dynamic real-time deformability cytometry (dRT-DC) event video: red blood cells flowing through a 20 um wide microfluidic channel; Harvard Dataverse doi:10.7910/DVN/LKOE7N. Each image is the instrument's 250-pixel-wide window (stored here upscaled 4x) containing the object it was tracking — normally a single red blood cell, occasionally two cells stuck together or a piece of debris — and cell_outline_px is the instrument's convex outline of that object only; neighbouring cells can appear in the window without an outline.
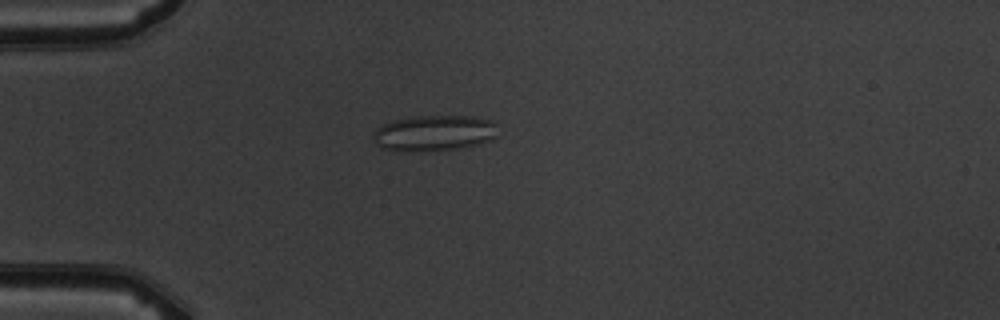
{"species": "common noctule bat (a hibernating species)", "species_latin": "Nyctalus noctula", "temperature_condition": "warm", "stored_images_in_passage": 1, "camera_frame_rate_fps": 3000, "um_per_image_px": 0.085, "animal": {"sex": "male", "body_mass_g": 19.5, "forearm_length_mm": 54.6}, "frame": {"image": 1, "passage_image": 1, "time_ms": 0.0, "image_size_px": [1000, 320], "cell_outline_px": [[496, 136], [492, 140], [480, 144], [464, 148], [380, 148], [372, 140], [372, 132], [376, 128], [384, 124], [396, 120], [416, 116], [476, 116], [492, 120], [496, 124]], "centroid_in_image_um": [36.97, 11.25], "position_along_channel_um": 48.0, "area_um2": 25.2}}